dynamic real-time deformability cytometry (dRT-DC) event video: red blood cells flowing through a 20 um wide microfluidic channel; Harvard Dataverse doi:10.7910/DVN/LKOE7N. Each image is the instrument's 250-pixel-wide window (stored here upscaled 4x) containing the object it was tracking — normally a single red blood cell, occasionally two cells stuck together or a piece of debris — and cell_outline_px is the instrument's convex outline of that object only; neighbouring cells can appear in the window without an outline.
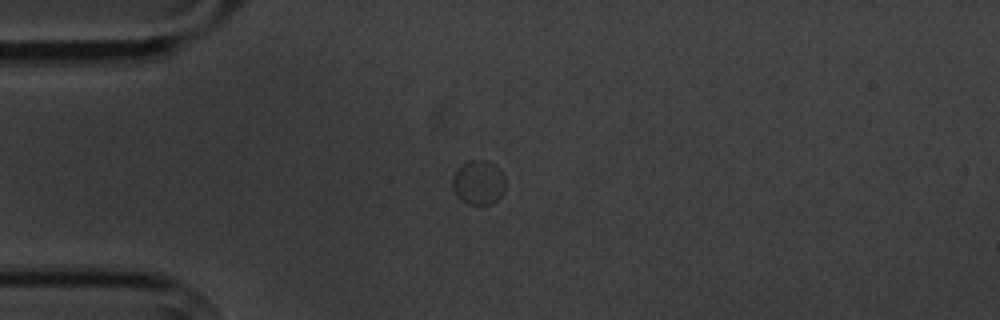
{"species": "common noctule bat (a hibernating species)", "species_latin": "Nyctalus noctula", "temperature_condition": "cold", "stored_images_in_passage": 8, "camera_frame_rate_fps": 3000, "um_per_image_px": 0.085, "animal": {"sex": "male", "body_mass_g": 20.1, "forearm_length_mm": 53.5}, "frame": {"image": 1, "passage_image": 1, "time_ms": 0.0, "image_size_px": [1000, 320], "cell_outline_px": [[504, 192], [492, 204], [468, 204], [460, 200], [456, 196], [452, 188], [452, 176], [456, 168], [468, 160], [488, 160], [496, 164], [504, 172]], "centroid_in_image_um": [40.66, 15.48], "position_along_channel_um": 44.3, "area_um2": 14.1}}
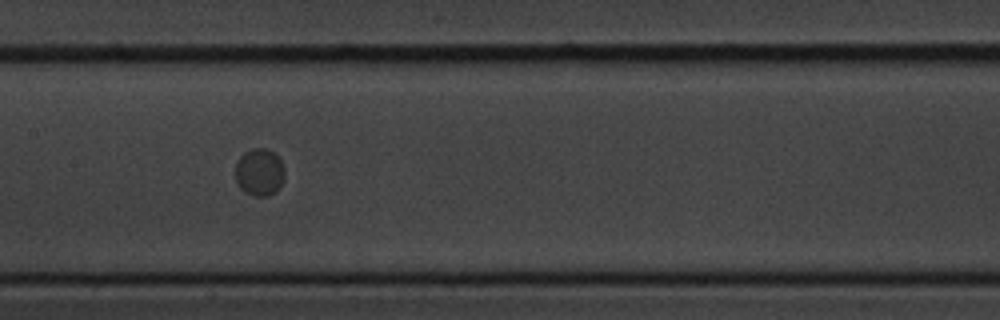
{"frame": {"image": 2, "passage_image": 5, "time_ms": 4.667, "image_size_px": [1000, 320], "cell_outline_px": [[284, 180], [280, 188], [276, 192], [268, 196], [252, 196], [244, 192], [240, 188], [236, 180], [236, 164], [240, 156], [244, 152], [252, 148], [268, 148], [280, 160], [284, 168]], "centroid_in_image_um": [22.06, 14.65], "position_along_channel_um": 185.3, "area_um2": 13.76}}
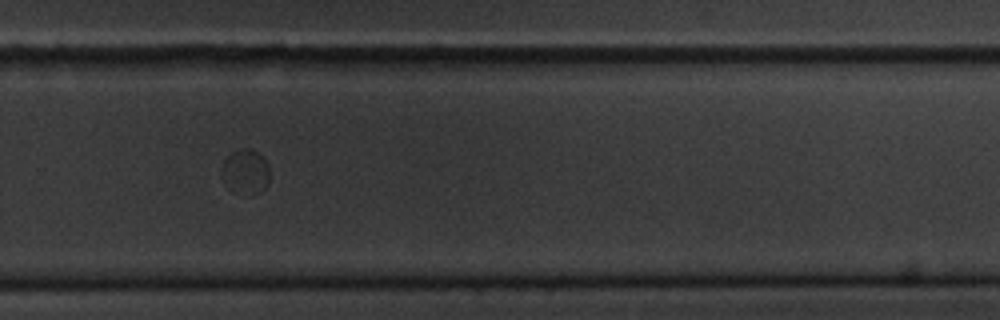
{"frame": {"image": 3, "passage_image": 8, "time_ms": 8.333, "image_size_px": [1000, 320], "cell_outline_px": [[268, 184], [260, 192], [252, 196], [244, 196], [228, 188], [224, 184], [220, 176], [220, 168], [224, 160], [232, 152], [240, 148], [248, 148], [256, 152], [268, 164]], "centroid_in_image_um": [20.81, 14.64], "position_along_channel_um": 309.0, "area_um2": 12.83}}